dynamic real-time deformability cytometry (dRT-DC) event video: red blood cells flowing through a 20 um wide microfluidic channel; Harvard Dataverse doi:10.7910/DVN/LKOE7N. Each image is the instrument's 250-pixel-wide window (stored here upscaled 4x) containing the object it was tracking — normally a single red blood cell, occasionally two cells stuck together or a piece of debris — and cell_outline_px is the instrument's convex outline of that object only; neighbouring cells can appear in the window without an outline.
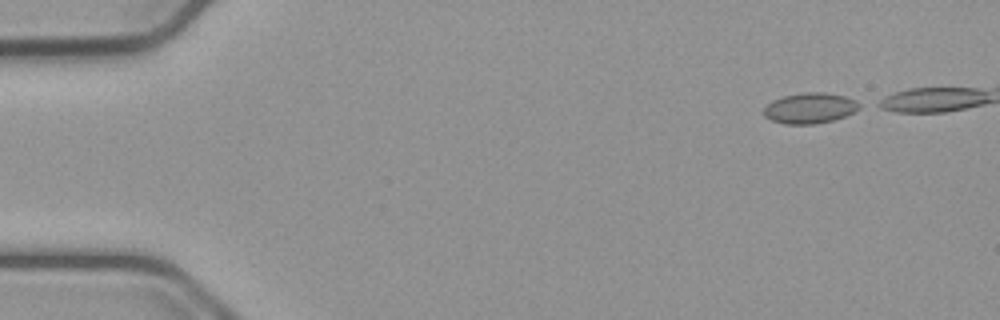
{"species": "common noctule bat (a hibernating species)", "species_latin": "Nyctalus noctula", "temperature_condition": "cold", "stored_images_in_passage": 36, "camera_frame_rate_fps": 3000, "um_per_image_px": 0.085, "animal": {"sex": "male", "body_mass_g": 23.1, "forearm_length_mm": 52.7}, "frame": {"image": 1, "passage_image": 1, "time_ms": 0.0, "image_size_px": [1000, 320], "cell_outline_px": [[864, 104], [860, 108], [844, 116], [832, 120], [816, 124], [784, 124], [772, 120], [764, 116], [764, 108], [772, 100], [784, 96], [804, 92], [824, 92], [844, 96], [856, 100]], "centroid_in_image_um": [68.86, 9.18], "position_along_channel_um": 16.1, "area_um2": 17.05}}